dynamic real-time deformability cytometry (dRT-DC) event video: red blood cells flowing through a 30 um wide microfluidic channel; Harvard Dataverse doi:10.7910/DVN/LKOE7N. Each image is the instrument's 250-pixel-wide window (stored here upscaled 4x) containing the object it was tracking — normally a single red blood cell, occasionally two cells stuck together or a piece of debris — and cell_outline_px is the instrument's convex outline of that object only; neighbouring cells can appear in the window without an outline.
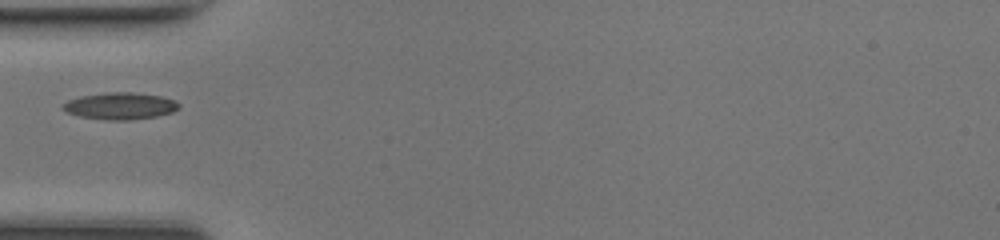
{"species": "common noctule bat (a hibernating species)", "species_latin": "Nyctalus noctula", "temperature_condition": "room temperature", "stored_images_in_passage": 33, "camera_frame_rate_fps": 3000, "um_per_image_px": 0.085, "animal": {"sex": "female", "body_mass_g": 17.0, "forearm_length_mm": 48.0}, "frame": {"image": 1, "passage_image": 1, "time_ms": 0.0, "image_size_px": [1000, 240], "cell_outline_px": [[180, 108], [172, 112], [156, 116], [128, 120], [108, 120], [80, 116], [68, 112], [60, 108], [60, 104], [68, 100], [80, 96], [104, 92], [132, 92], [160, 96], [176, 100], [180, 104]], "centroid_in_image_um": [10.2, 8.99], "position_along_channel_um": 74.8, "area_um2": 18.26}}
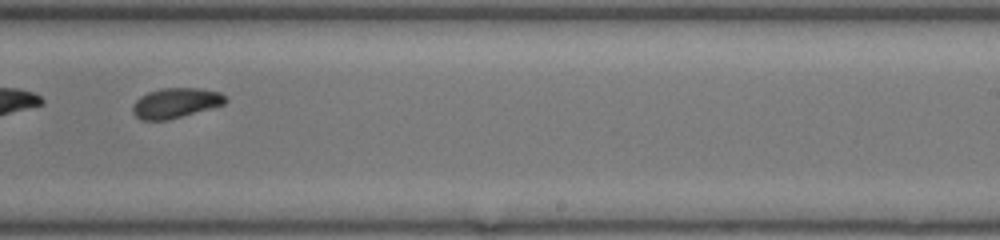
{"frame": {"image": 2, "passage_image": 15, "time_ms": 4.667, "image_size_px": [1000, 240], "cell_outline_px": [[228, 100], [224, 104], [168, 120], [140, 120], [132, 112], [132, 104], [140, 96], [148, 92], [160, 88], [196, 88], [220, 92]], "centroid_in_image_um": [14.89, 8.75], "position_along_channel_um": 274.1, "area_um2": 16.18}}
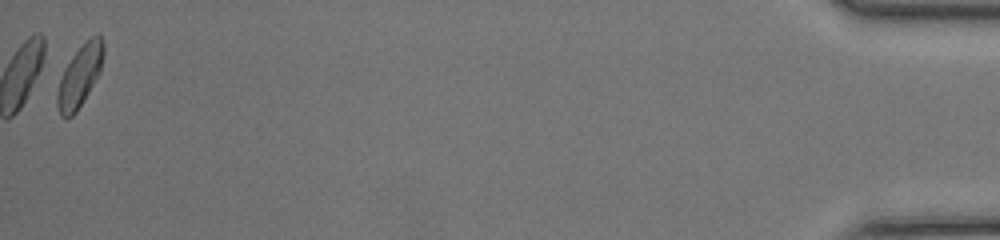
{"frame": {"image": 3, "passage_image": 33, "time_ms": 10.667, "image_size_px": [1000, 240], "cell_outline_px": [[104, 52], [100, 72], [76, 112], [72, 116], [60, 116], [56, 104], [56, 92], [64, 68], [72, 56], [92, 36], [100, 36], [104, 40]], "centroid_in_image_um": [6.77, 6.47], "position_along_channel_um": 428.4, "area_um2": 16.24}}